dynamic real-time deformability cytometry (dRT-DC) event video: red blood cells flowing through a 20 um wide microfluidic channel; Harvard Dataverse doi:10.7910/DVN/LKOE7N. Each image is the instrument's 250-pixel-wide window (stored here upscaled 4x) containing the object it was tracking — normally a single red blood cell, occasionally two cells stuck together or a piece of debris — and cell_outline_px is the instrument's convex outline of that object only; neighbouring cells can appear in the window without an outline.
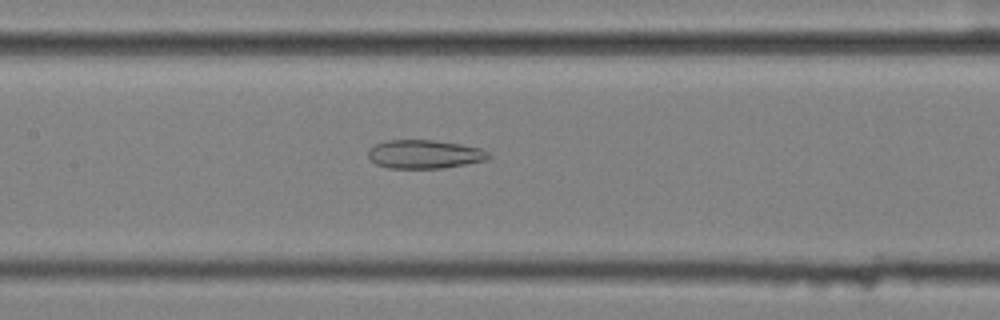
{"species": "common noctule bat (a hibernating species)", "species_latin": "Nyctalus noctula", "temperature_condition": "cold", "stored_images_in_passage": 57, "camera_frame_rate_fps": 3000, "um_per_image_px": 0.085, "animal": {"sex": "female", "body_mass_g": 25.1}, "frame": {"image": 1, "passage_image": 28, "time_ms": 9.0, "image_size_px": [1000, 320], "cell_outline_px": [[492, 156], [484, 160], [444, 168], [388, 168], [376, 164], [368, 156], [368, 148], [376, 144], [388, 140], [432, 140], [460, 144], [480, 148], [488, 152]], "centroid_in_image_um": [36.06, 13.11], "position_along_channel_um": 171.3, "area_um2": 19.94}}
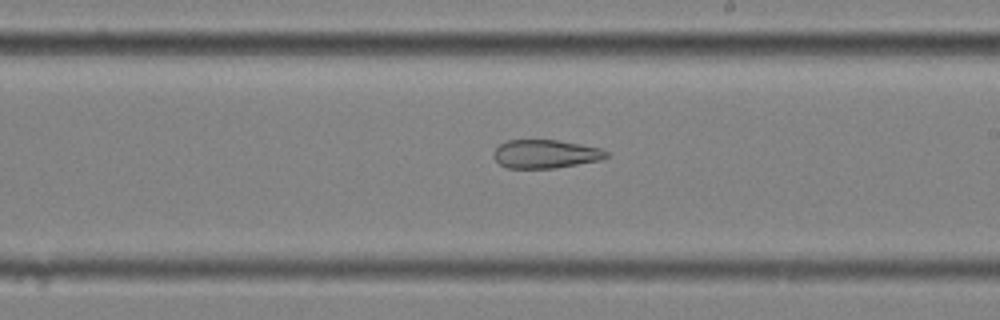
{"frame": {"image": 2, "passage_image": 34, "time_ms": 11.0, "image_size_px": [1000, 320], "cell_outline_px": [[608, 156], [600, 160], [556, 168], [508, 168], [500, 164], [492, 156], [492, 152], [500, 144], [508, 140], [556, 140], [580, 144], [600, 148], [608, 152]], "centroid_in_image_um": [46.34, 13.09], "position_along_channel_um": 242.7, "area_um2": 18.67}}
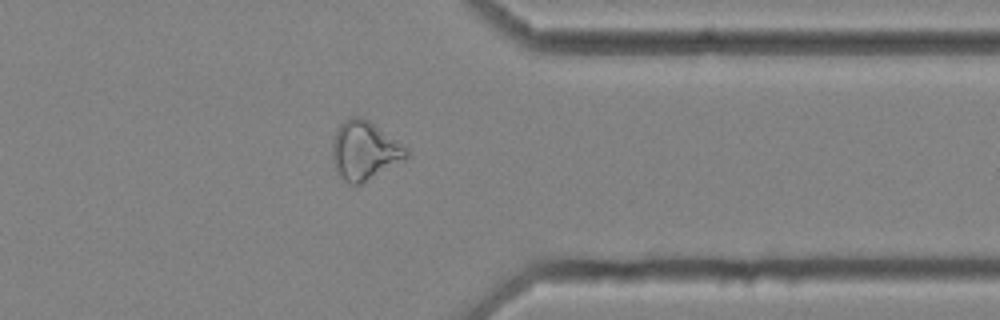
{"frame": {"image": 3, "passage_image": 46, "time_ms": 15.0, "image_size_px": [1000, 320], "cell_outline_px": [[408, 156], [404, 160], [360, 184], [348, 184], [336, 172], [332, 160], [332, 140], [336, 128], [348, 116], [360, 116], [368, 120], [408, 148]], "centroid_in_image_um": [30.94, 12.78], "position_along_channel_um": 380.5, "area_um2": 25.37}, "authors_computed_cell_mechanics": {"area_um2": 26.7036, "velocity_mm_per_s": 3.5769, "shape_relaxation_time_tau1_ms": null, "shape_relaxation_time_tau2_ms": 5.3438, "deformation_change_tau1": null, "deformation_change_tau2": 0.1594}}